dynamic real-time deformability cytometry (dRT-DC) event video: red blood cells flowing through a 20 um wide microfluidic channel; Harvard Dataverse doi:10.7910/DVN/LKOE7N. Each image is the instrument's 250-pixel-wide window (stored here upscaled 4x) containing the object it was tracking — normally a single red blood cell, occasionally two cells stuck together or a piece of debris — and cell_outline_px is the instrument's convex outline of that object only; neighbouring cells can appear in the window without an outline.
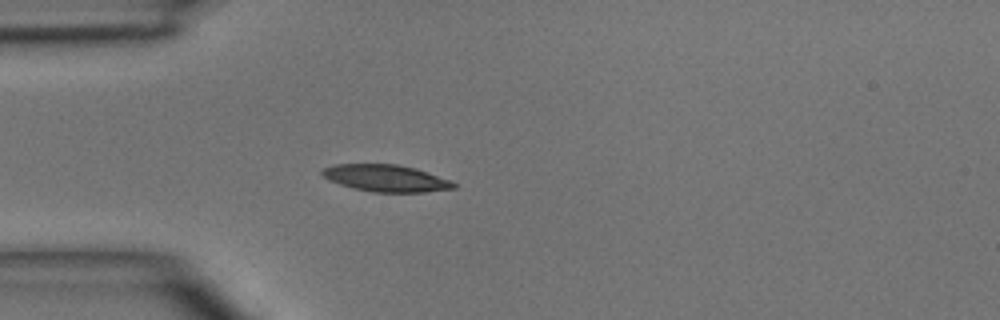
{"species": "common noctule bat (a hibernating species)", "species_latin": "Nyctalus noctula", "temperature_condition": "room temperature", "stored_images_in_passage": 3, "camera_frame_rate_fps": 3000, "um_per_image_px": 0.085, "animal": {"sex": "male", "body_mass_g": 15.6}, "frame": {"image": 1, "passage_image": 3, "time_ms": 2.0, "image_size_px": [1000, 320], "cell_outline_px": [[456, 188], [424, 192], [372, 192], [352, 188], [328, 180], [320, 172], [324, 168], [336, 164], [396, 164], [416, 168], [448, 180], [456, 184]], "centroid_in_image_um": [32.78, 15.15], "position_along_channel_um": 52.2, "area_um2": 20.46}}